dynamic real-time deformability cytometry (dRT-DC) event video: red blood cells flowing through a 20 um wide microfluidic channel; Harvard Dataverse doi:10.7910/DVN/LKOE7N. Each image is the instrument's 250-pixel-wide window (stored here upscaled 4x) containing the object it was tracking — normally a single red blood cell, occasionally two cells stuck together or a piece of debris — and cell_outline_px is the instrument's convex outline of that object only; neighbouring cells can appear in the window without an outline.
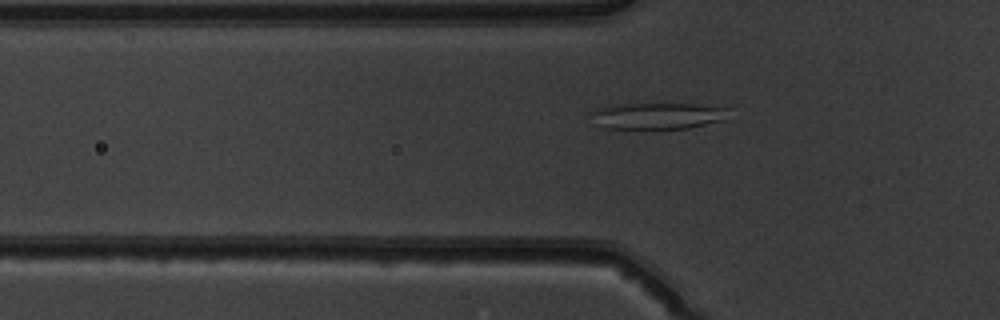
{"species": "common noctule bat (a hibernating species)", "species_latin": "Nyctalus noctula", "temperature_condition": "warm", "stored_images_in_passage": 42, "camera_frame_rate_fps": 3000, "um_per_image_px": 0.085, "animal": {"sex": "male", "body_mass_g": 19.5, "forearm_length_mm": 54.6}, "frame": {"image": 1, "passage_image": 9, "time_ms": 2.667, "image_size_px": [1000, 320], "cell_outline_px": [[732, 108], [724, 120], [688, 128], [604, 128], [596, 124], [588, 112], [596, 108], [624, 104], [692, 104]], "centroid_in_image_um": [55.9, 9.84], "position_along_channel_um": 69.9, "area_um2": 21.1}}
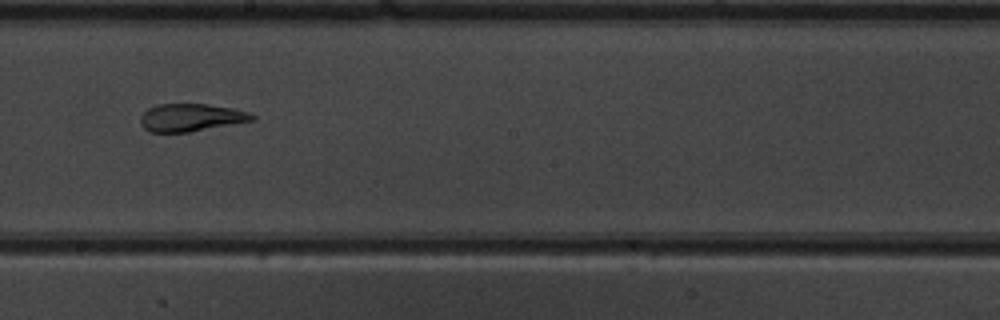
{"frame": {"image": 2, "passage_image": 21, "time_ms": 6.667, "image_size_px": [1000, 320], "cell_outline_px": [[256, 120], [188, 132], [152, 132], [144, 128], [140, 124], [140, 116], [148, 108], [160, 104], [204, 104], [232, 108], [248, 112], [256, 116]], "centroid_in_image_um": [16.23, 9.99], "position_along_channel_um": 232.0, "area_um2": 17.92}}
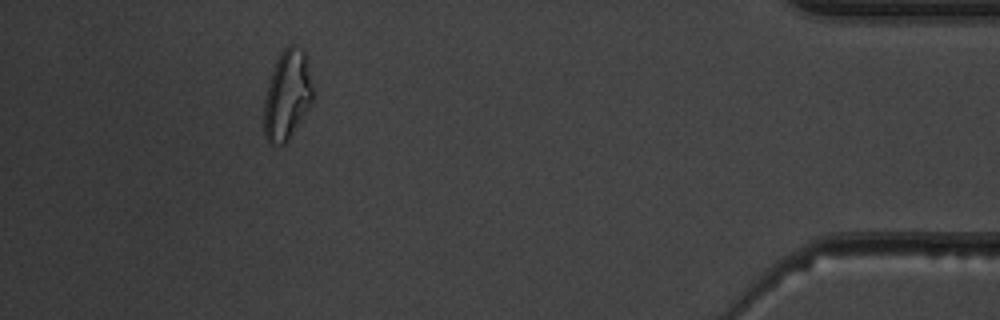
{"frame": {"image": 3, "passage_image": 38, "time_ms": 12.333, "image_size_px": [1000, 320], "cell_outline_px": [[316, 100], [288, 140], [284, 144], [272, 144], [264, 136], [264, 100], [268, 84], [276, 60], [280, 52], [288, 44], [296, 44], [304, 48], [308, 56], [316, 88]], "centroid_in_image_um": [24.51, 8.01], "position_along_channel_um": 410.7, "area_um2": 26.88}, "authors_computed_cell_mechanics": {"area_um2": 20.5479, "velocity_mm_per_s": 4.0677, "shape_relaxation_time_tau1_ms": null, "shape_relaxation_time_tau2_ms": 0.8506, "deformation_change_tau1": null, "deformation_change_tau2": 0.0732}}